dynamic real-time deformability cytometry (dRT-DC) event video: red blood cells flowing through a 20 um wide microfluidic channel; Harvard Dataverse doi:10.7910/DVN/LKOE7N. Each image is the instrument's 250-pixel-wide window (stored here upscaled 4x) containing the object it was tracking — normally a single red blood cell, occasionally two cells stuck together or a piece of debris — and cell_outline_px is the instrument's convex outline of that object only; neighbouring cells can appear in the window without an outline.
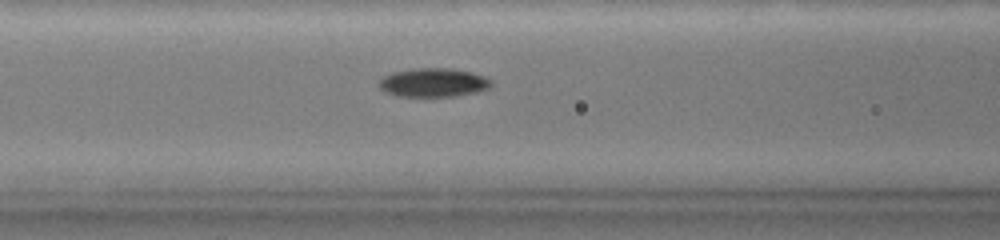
{"species": "common noctule bat (a hibernating species)", "species_latin": "Nyctalus noctula", "temperature_condition": "warm", "stored_images_in_passage": 58, "camera_frame_rate_fps": 3000, "um_per_image_px": 0.085, "animal": {"sex": "female", "body_mass_g": 19.0, "forearm_length_mm": 51.5}, "frame": {"image": 1, "passage_image": 25, "time_ms": 7.333, "image_size_px": [1000, 240], "cell_outline_px": [[492, 80], [484, 88], [468, 92], [448, 96], [404, 96], [388, 92], [380, 84], [380, 80], [384, 76], [392, 72], [416, 68], [452, 68], [472, 72], [484, 76]], "centroid_in_image_um": [36.8, 6.98], "position_along_channel_um": 129.8, "area_um2": 17.92}}
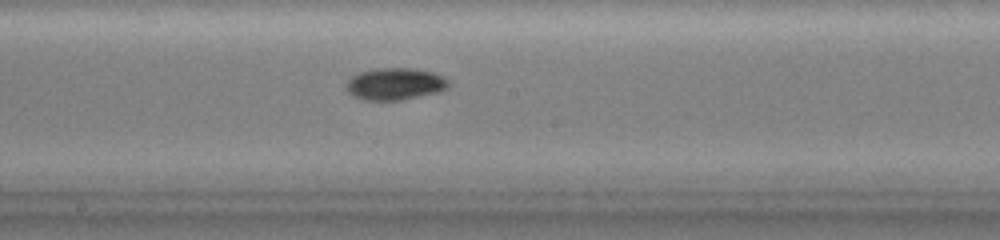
{"frame": {"image": 2, "passage_image": 31, "time_ms": 9.667, "image_size_px": [1000, 240], "cell_outline_px": [[448, 84], [444, 88], [432, 92], [400, 100], [368, 100], [356, 96], [348, 88], [348, 80], [352, 76], [360, 72], [376, 68], [416, 68], [432, 72], [448, 80]], "centroid_in_image_um": [33.56, 7.1], "position_along_channel_um": 214.6, "area_um2": 18.26}}
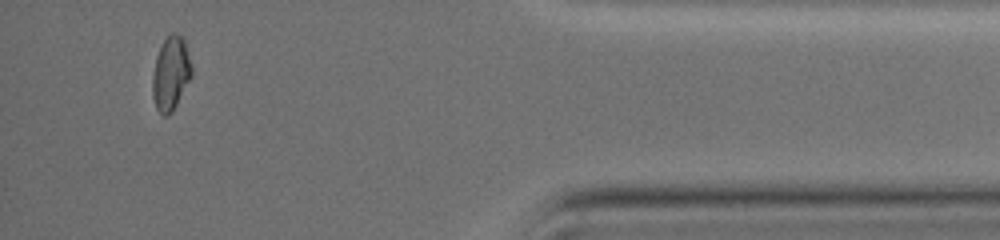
{"frame": {"image": 3, "passage_image": 55, "time_ms": 16.333, "image_size_px": [1000, 240], "cell_outline_px": [[192, 76], [172, 112], [168, 116], [164, 116], [156, 108], [152, 96], [152, 76], [156, 56], [164, 40], [172, 32], [176, 32], [184, 36], [192, 68]], "centroid_in_image_um": [14.52, 6.23], "position_along_channel_um": 420.7, "area_um2": 16.99}, "authors_computed_cell_mechanics": {"area_um2": 17.1377, "velocity_mm_per_s": 3.656, "shape_relaxation_time_tau1_ms": 4.3609, "shape_relaxation_time_tau2_ms": null, "deformation_change_tau1": 0.1884, "deformation_change_tau2": null}}